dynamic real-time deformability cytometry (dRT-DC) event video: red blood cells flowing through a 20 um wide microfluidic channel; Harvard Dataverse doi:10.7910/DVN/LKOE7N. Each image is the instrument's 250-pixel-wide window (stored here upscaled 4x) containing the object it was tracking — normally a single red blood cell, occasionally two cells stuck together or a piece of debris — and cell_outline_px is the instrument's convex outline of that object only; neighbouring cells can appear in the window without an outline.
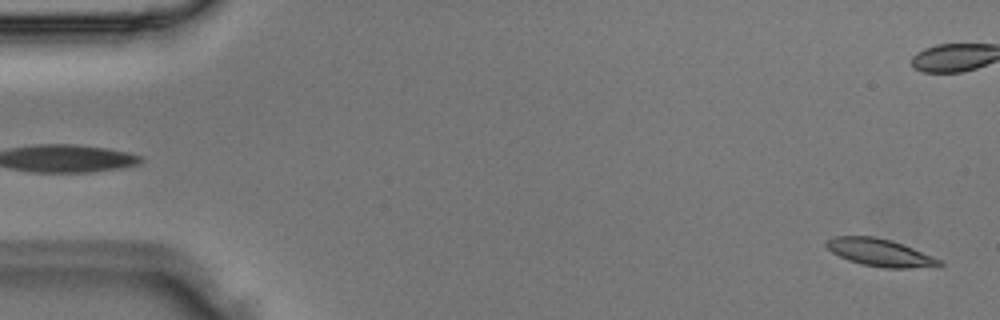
{"species": "Egyptian fruit bat (a non-hibernating species)", "species_latin": "Rousettus aegyptiacus", "temperature_condition": "room temperature", "stored_images_in_passage": 4, "camera_frame_rate_fps": 3000, "um_per_image_px": 0.085, "animal": {"sex": "male"}, "frame": {"image": 1, "passage_image": 4, "time_ms": 1.0, "image_size_px": [1000, 320], "cell_outline_px": [[944, 264], [940, 268], [884, 268], [860, 264], [848, 260], [832, 252], [824, 244], [832, 236], [876, 236], [892, 240], [932, 256], [940, 260]], "centroid_in_image_um": [74.84, 21.48], "position_along_channel_um": 10.2, "area_um2": 18.32}}